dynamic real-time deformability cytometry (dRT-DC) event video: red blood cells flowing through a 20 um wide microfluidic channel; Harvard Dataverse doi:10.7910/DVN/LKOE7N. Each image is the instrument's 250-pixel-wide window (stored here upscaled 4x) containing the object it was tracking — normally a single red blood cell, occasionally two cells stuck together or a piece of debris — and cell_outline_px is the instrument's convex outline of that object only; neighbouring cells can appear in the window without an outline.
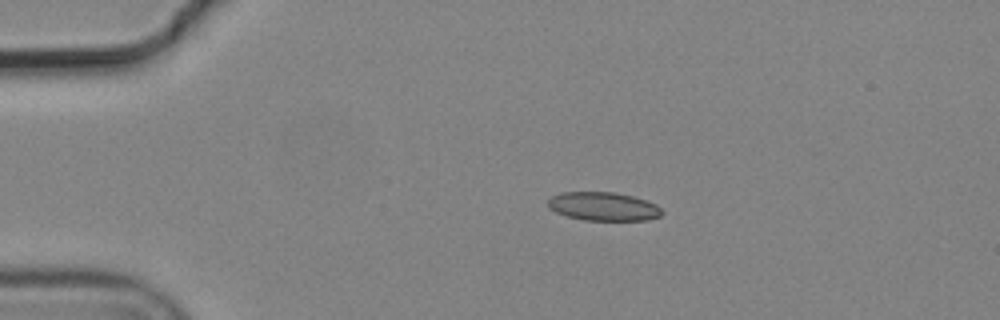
{"species": "common noctule bat (a hibernating species)", "species_latin": "Nyctalus noctula", "temperature_condition": "cold", "stored_images_in_passage": 3, "camera_frame_rate_fps": 3000, "um_per_image_px": 0.085, "animal": {"sex": "male", "body_mass_g": 19.2, "forearm_length_mm": 51.8}, "frame": {"image": 1, "passage_image": 1, "time_ms": 0.0, "image_size_px": [1000, 320], "cell_outline_px": [[664, 212], [660, 216], [648, 220], [584, 220], [568, 216], [556, 212], [548, 208], [548, 200], [552, 196], [560, 192], [616, 192], [632, 196], [656, 204]], "centroid_in_image_um": [51.28, 17.54], "position_along_channel_um": 33.7, "area_um2": 18.96}}